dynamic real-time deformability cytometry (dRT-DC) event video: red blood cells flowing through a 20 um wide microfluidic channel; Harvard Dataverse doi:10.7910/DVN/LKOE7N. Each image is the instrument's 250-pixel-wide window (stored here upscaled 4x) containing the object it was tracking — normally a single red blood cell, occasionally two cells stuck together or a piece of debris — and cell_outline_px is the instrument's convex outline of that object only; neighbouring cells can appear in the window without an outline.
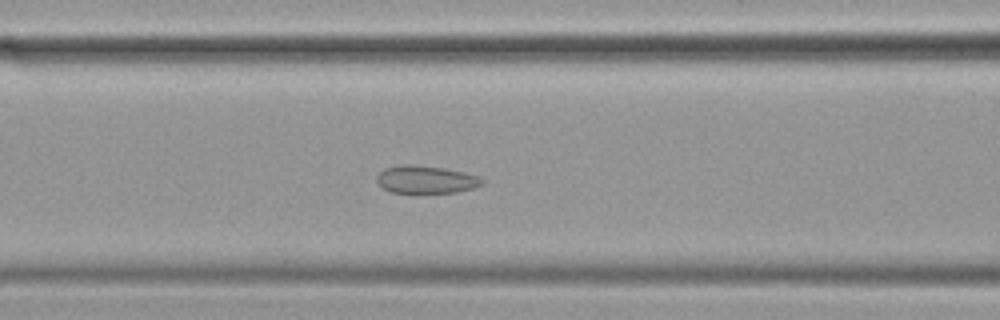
{"species": "common noctule bat (a hibernating species)", "species_latin": "Nyctalus noctula", "temperature_condition": "cold", "stored_images_in_passage": 57, "camera_frame_rate_fps": 3000, "um_per_image_px": 0.085, "animal": {"sex": "female", "body_mass_g": 19.9}, "frame": {"image": 1, "passage_image": 23, "time_ms": 7.333, "image_size_px": [1000, 320], "cell_outline_px": [[484, 184], [472, 188], [456, 192], [392, 192], [384, 188], [376, 180], [376, 176], [384, 168], [404, 164], [408, 164], [444, 168], [464, 172], [476, 176], [484, 180]], "centroid_in_image_um": [36.2, 15.25], "position_along_channel_um": 130.4, "area_um2": 16.7}}
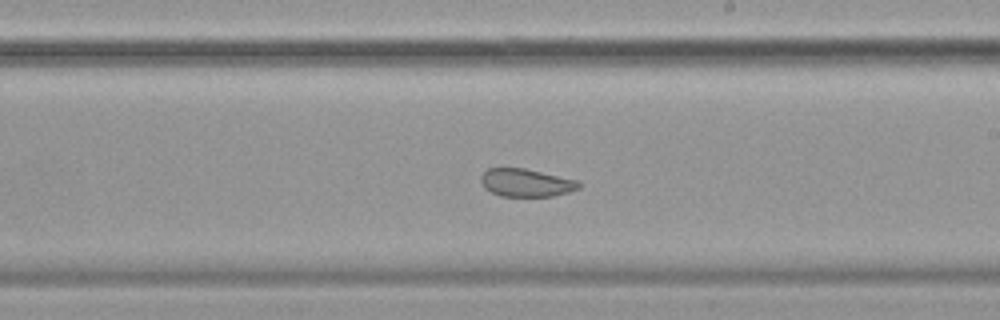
{"frame": {"image": 2, "passage_image": 33, "time_ms": 10.667, "image_size_px": [1000, 320], "cell_outline_px": [[580, 188], [568, 192], [552, 196], [500, 196], [484, 188], [480, 180], [480, 176], [488, 168], [524, 168], [580, 180]], "centroid_in_image_um": [44.73, 15.53], "position_along_channel_um": 244.3, "area_um2": 16.01}}
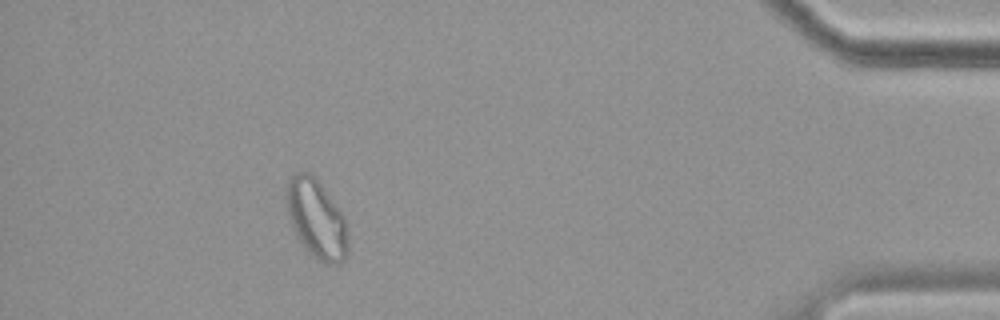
{"frame": {"image": 3, "passage_image": 52, "time_ms": 17.0, "image_size_px": [1000, 320], "cell_outline_px": [[348, 252], [344, 260], [336, 264], [324, 264], [312, 256], [308, 252], [300, 240], [288, 216], [288, 180], [296, 172], [308, 172], [316, 176], [344, 216], [348, 240]], "centroid_in_image_um": [26.94, 18.62], "position_along_channel_um": 408.3, "area_um2": 27.92}, "authors_computed_cell_mechanics": {"area_um2": 20.3456, "velocity_mm_per_s": 3.433, "shape_relaxation_time_tau1_ms": null, "shape_relaxation_time_tau2_ms": 1.455, "deformation_change_tau1": null, "deformation_change_tau2": 0.0693}}